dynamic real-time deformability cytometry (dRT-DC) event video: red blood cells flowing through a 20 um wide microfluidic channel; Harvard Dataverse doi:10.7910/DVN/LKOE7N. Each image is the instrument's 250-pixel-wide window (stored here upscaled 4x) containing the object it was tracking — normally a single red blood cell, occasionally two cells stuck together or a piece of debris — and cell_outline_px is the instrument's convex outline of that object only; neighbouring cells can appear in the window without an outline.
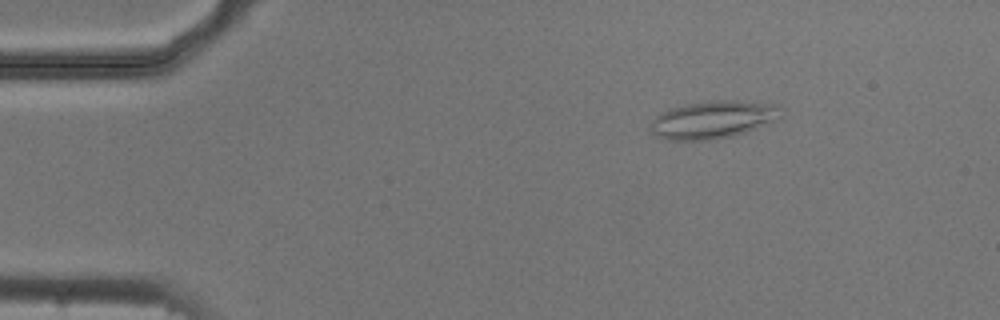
{"species": "common noctule bat (a hibernating species)", "species_latin": "Nyctalus noctula", "temperature_condition": "cold", "stored_images_in_passage": 54, "camera_frame_rate_fps": 3000, "um_per_image_px": 0.085, "animal": {"sex": "male", "body_mass_g": 20.5, "forearm_length_mm": 52.5}, "frame": {"image": 1, "passage_image": 8, "time_ms": 2.333, "image_size_px": [1000, 320], "cell_outline_px": [[784, 116], [776, 120], [744, 132], [732, 136], [708, 140], [668, 140], [656, 136], [652, 132], [652, 120], [656, 116], [672, 108], [684, 104], [716, 100], [736, 100], [780, 104], [784, 108]], "centroid_in_image_um": [60.69, 10.15], "position_along_channel_um": 24.3, "area_um2": 28.73}}
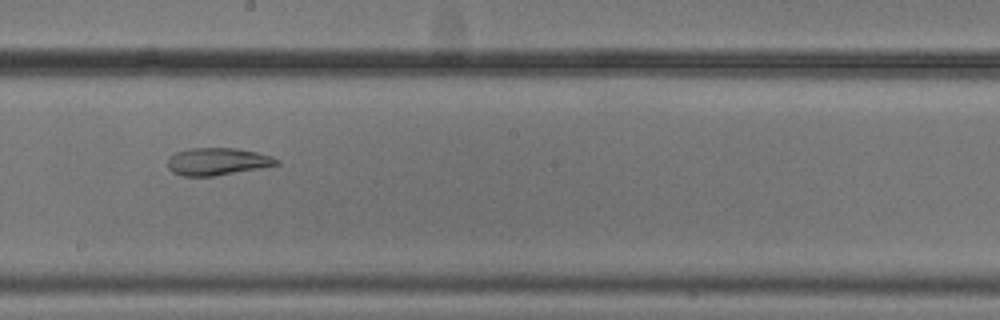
{"frame": {"image": 2, "passage_image": 30, "time_ms": 9.667, "image_size_px": [1000, 320], "cell_outline_px": [[280, 164], [260, 168], [212, 176], [180, 176], [172, 172], [168, 168], [168, 156], [176, 152], [188, 148], [236, 148], [256, 152], [272, 156], [280, 160]], "centroid_in_image_um": [18.45, 13.72], "position_along_channel_um": 229.7, "area_um2": 17.46}}
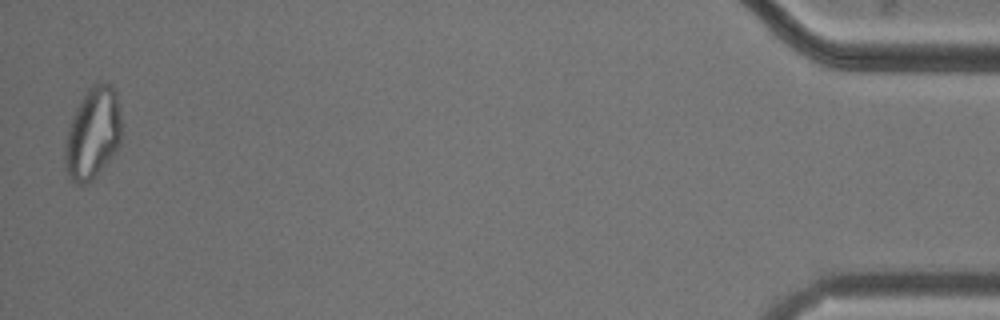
{"frame": {"image": 3, "passage_image": 53, "time_ms": 17.333, "image_size_px": [1000, 320], "cell_outline_px": [[120, 144], [92, 180], [88, 184], [76, 184], [72, 180], [64, 168], [64, 144], [68, 128], [72, 116], [76, 108], [88, 88], [92, 84], [104, 80], [116, 92], [120, 116]], "centroid_in_image_um": [7.85, 11.33], "position_along_channel_um": 427.4, "area_um2": 30.06}, "authors_computed_cell_mechanics": {"area_um2": 23.987, "velocity_mm_per_s": 3.7454, "shape_relaxation_time_tau1_ms": null, "shape_relaxation_time_tau2_ms": 2.9811, "deformation_change_tau1": null, "deformation_change_tau2": 0.0969}}